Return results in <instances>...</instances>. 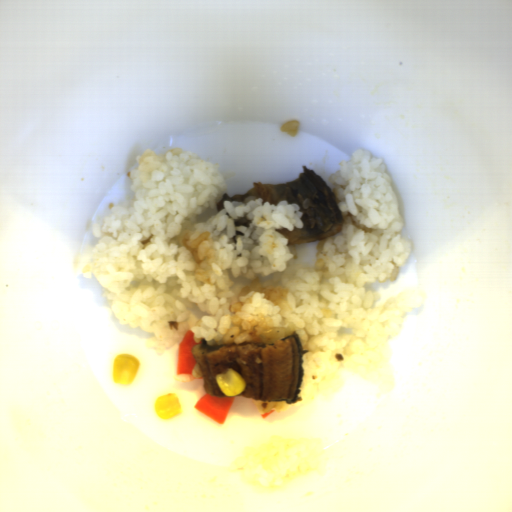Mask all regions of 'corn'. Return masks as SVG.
Listing matches in <instances>:
<instances>
[{"label": "corn", "mask_w": 512, "mask_h": 512, "mask_svg": "<svg viewBox=\"0 0 512 512\" xmlns=\"http://www.w3.org/2000/svg\"><path fill=\"white\" fill-rule=\"evenodd\" d=\"M252 401L256 406L257 410L259 411V413L263 415L268 412H271L273 408L278 407V401H265L258 399H252Z\"/></svg>", "instance_id": "4"}, {"label": "corn", "mask_w": 512, "mask_h": 512, "mask_svg": "<svg viewBox=\"0 0 512 512\" xmlns=\"http://www.w3.org/2000/svg\"><path fill=\"white\" fill-rule=\"evenodd\" d=\"M141 363L137 356L115 354L112 366L114 384L132 386Z\"/></svg>", "instance_id": "1"}, {"label": "corn", "mask_w": 512, "mask_h": 512, "mask_svg": "<svg viewBox=\"0 0 512 512\" xmlns=\"http://www.w3.org/2000/svg\"><path fill=\"white\" fill-rule=\"evenodd\" d=\"M154 408L159 419L164 421L182 415L180 399L175 393H167L155 400Z\"/></svg>", "instance_id": "3"}, {"label": "corn", "mask_w": 512, "mask_h": 512, "mask_svg": "<svg viewBox=\"0 0 512 512\" xmlns=\"http://www.w3.org/2000/svg\"><path fill=\"white\" fill-rule=\"evenodd\" d=\"M214 378L219 390L228 397L239 396L248 386L244 376L232 367H228L224 373L217 374Z\"/></svg>", "instance_id": "2"}]
</instances>
